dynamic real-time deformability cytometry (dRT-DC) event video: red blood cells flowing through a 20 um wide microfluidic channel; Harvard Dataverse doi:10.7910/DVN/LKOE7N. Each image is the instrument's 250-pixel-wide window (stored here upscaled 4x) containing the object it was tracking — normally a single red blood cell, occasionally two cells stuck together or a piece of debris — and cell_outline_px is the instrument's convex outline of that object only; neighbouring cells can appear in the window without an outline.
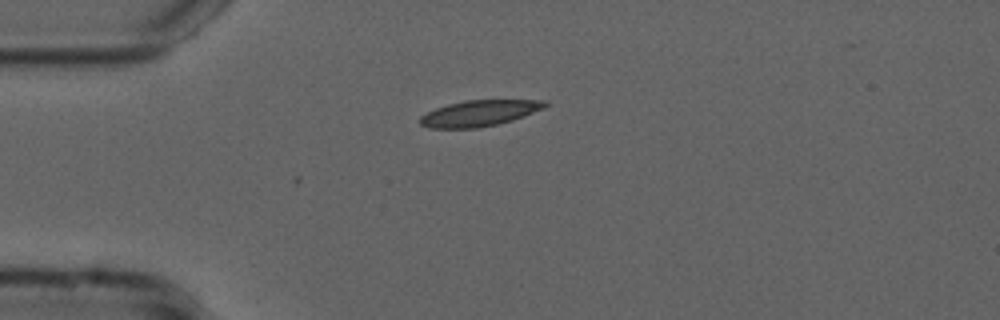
{"species": "common noctule bat (a hibernating species)", "species_latin": "Nyctalus noctula", "temperature_condition": "cold", "stored_images_in_passage": 3, "camera_frame_rate_fps": 3000, "um_per_image_px": 0.085, "animal": {"sex": "male", "forearm_length_mm": 52.5}, "frame": {"image": 1, "passage_image": 1, "time_ms": 0.0, "image_size_px": [1000, 320], "cell_outline_px": [[548, 104], [544, 108], [524, 116], [512, 120], [496, 124], [476, 128], [428, 128], [420, 124], [420, 116], [436, 108], [448, 104], [464, 100], [548, 100]], "centroid_in_image_um": [40.75, 9.62], "position_along_channel_um": 44.3, "area_um2": 18.84}}